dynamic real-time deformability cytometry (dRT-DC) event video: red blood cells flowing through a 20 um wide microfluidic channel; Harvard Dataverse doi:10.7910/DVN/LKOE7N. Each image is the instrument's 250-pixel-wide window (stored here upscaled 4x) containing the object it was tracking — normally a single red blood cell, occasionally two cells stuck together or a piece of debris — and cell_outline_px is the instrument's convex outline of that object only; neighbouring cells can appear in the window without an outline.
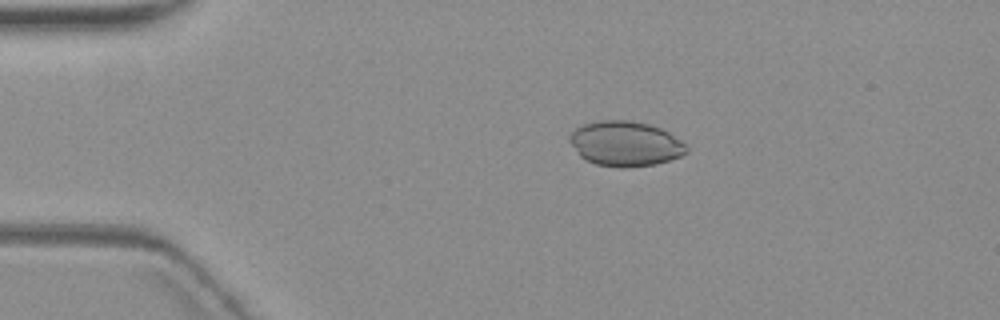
{"species": "common noctule bat (a hibernating species)", "species_latin": "Nyctalus noctula", "temperature_condition": "warm", "stored_images_in_passage": 6, "camera_frame_rate_fps": 3000, "um_per_image_px": 0.085, "animal": {"sex": "female", "body_mass_g": 19.3, "forearm_length_mm": 54.1}, "frame": {"image": 1, "passage_image": 4, "time_ms": 3.667, "image_size_px": [1000, 320], "cell_outline_px": [[688, 152], [680, 156], [656, 164], [624, 168], [620, 168], [596, 164], [584, 160], [580, 156], [568, 140], [568, 136], [576, 128], [584, 124], [600, 120], [628, 120], [648, 124], [660, 128], [668, 132], [680, 140], [688, 148]], "centroid_in_image_um": [53.13, 12.22], "position_along_channel_um": 31.9, "area_um2": 30.63}}